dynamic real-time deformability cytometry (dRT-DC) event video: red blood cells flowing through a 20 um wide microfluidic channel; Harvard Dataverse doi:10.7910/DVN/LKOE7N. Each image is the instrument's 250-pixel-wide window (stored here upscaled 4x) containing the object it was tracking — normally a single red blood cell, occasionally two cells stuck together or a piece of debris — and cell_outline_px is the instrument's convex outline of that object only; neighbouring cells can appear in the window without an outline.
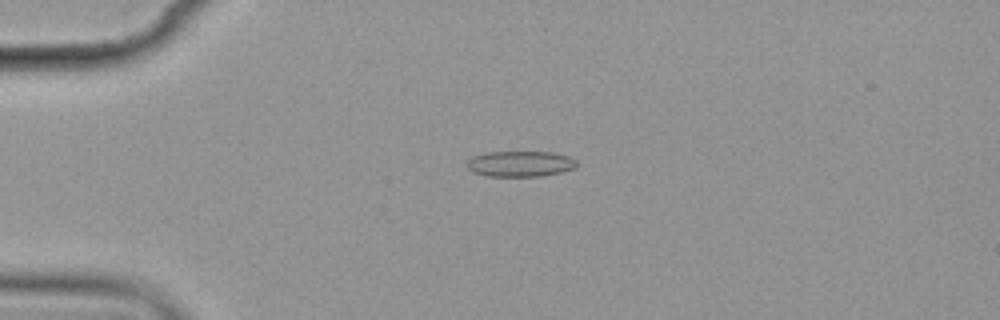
{"species": "common noctule bat (a hibernating species)", "species_latin": "Nyctalus noctula", "temperature_condition": "cold", "stored_images_in_passage": 4, "camera_frame_rate_fps": 3000, "um_per_image_px": 0.085, "animal": {"sex": "female", "body_mass_g": 19.9}, "frame": {"image": 1, "passage_image": 2, "time_ms": 1.0, "image_size_px": [1000, 320], "cell_outline_px": [[576, 164], [572, 168], [560, 172], [540, 176], [488, 176], [472, 172], [468, 168], [468, 160], [472, 156], [484, 152], [552, 152], [568, 156], [576, 160]], "centroid_in_image_um": [44.17, 13.92], "position_along_channel_um": 40.8, "area_um2": 16.3}}
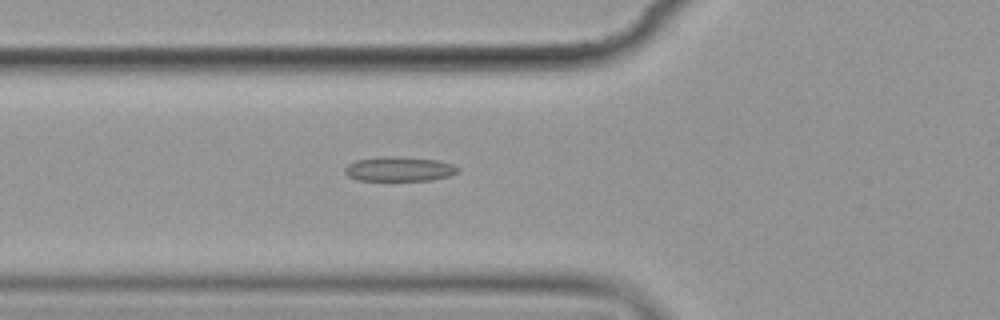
{"frame": {"image": 2, "passage_image": 4, "time_ms": 3.333, "image_size_px": [1000, 320], "cell_outline_px": [[460, 172], [448, 176], [428, 180], [356, 180], [348, 176], [344, 172], [344, 168], [348, 164], [356, 160], [380, 156], [400, 156], [436, 160], [452, 164], [460, 168]], "centroid_in_image_um": [33.91, 14.35], "position_along_channel_um": 91.9, "area_um2": 16.24}}